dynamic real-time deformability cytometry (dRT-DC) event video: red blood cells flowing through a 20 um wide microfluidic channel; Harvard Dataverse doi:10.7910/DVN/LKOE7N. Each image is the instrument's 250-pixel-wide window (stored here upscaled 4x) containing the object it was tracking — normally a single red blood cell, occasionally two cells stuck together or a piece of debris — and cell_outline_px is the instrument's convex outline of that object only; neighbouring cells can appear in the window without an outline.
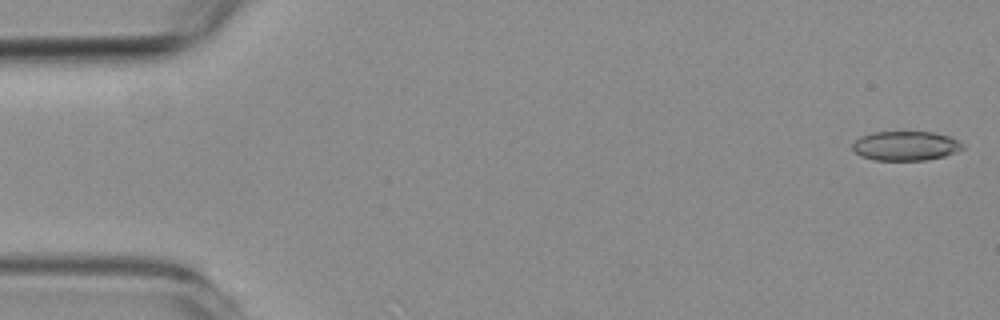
{"species": "common noctule bat (a hibernating species)", "species_latin": "Nyctalus noctula", "temperature_condition": "room temperature", "stored_images_in_passage": 54, "camera_frame_rate_fps": 3000, "um_per_image_px": 0.085, "animal": {"sex": "female", "body_mass_g": 19.3, "forearm_length_mm": 54.1}, "frame": {"image": 1, "passage_image": 1, "time_ms": 0.0, "image_size_px": [1000, 320], "cell_outline_px": [[964, 148], [956, 152], [944, 156], [924, 160], [876, 160], [860, 156], [852, 148], [852, 144], [860, 136], [872, 132], [932, 132], [952, 136], [964, 144]], "centroid_in_image_um": [77.0, 12.39], "position_along_channel_um": 8.0, "area_um2": 18.96}}
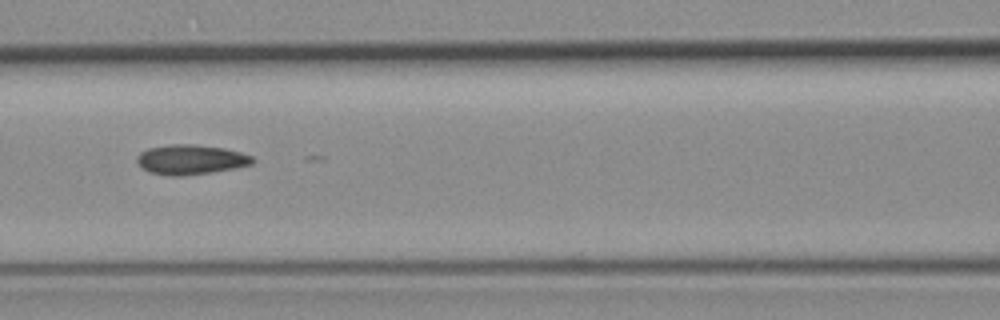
{"frame": {"image": 2, "passage_image": 23, "time_ms": 7.333, "image_size_px": [1000, 320], "cell_outline_px": [[256, 160], [252, 164], [236, 168], [212, 172], [180, 176], [172, 176], [152, 172], [144, 168], [136, 160], [136, 156], [140, 152], [148, 148], [172, 144], [196, 144], [224, 148], [240, 152], [252, 156]], "centroid_in_image_um": [16.25, 13.55], "position_along_channel_um": 150.4, "area_um2": 20.0}}
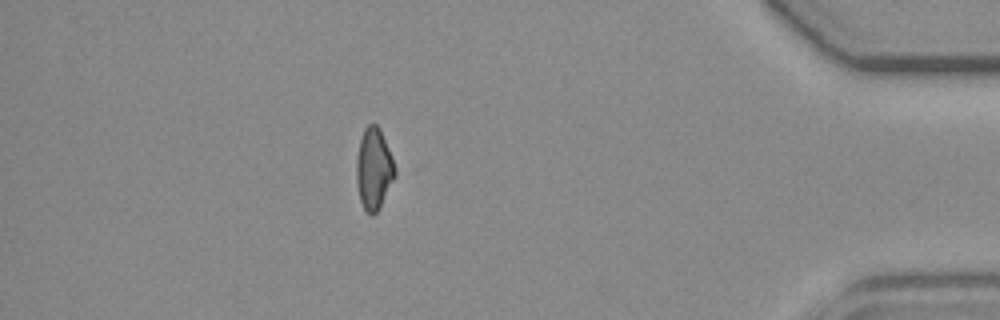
{"frame": {"image": 3, "passage_image": 47, "time_ms": 15.333, "image_size_px": [1000, 320], "cell_outline_px": [[396, 176], [380, 208], [372, 216], [364, 208], [360, 200], [356, 180], [356, 156], [360, 140], [364, 128], [368, 124], [376, 124], [380, 128], [392, 156], [396, 168]], "centroid_in_image_um": [31.78, 14.34], "position_along_channel_um": 403.4, "area_um2": 18.5}, "authors_computed_cell_mechanics": {"area_um2": 19.2185, "velocity_mm_per_s": 3.8043, "shape_relaxation_time_tau1_ms": 5.2343, "shape_relaxation_time_tau2_ms": 5.7775, "deformation_change_tau1": 0.1294, "deformation_change_tau2": 0.122}}